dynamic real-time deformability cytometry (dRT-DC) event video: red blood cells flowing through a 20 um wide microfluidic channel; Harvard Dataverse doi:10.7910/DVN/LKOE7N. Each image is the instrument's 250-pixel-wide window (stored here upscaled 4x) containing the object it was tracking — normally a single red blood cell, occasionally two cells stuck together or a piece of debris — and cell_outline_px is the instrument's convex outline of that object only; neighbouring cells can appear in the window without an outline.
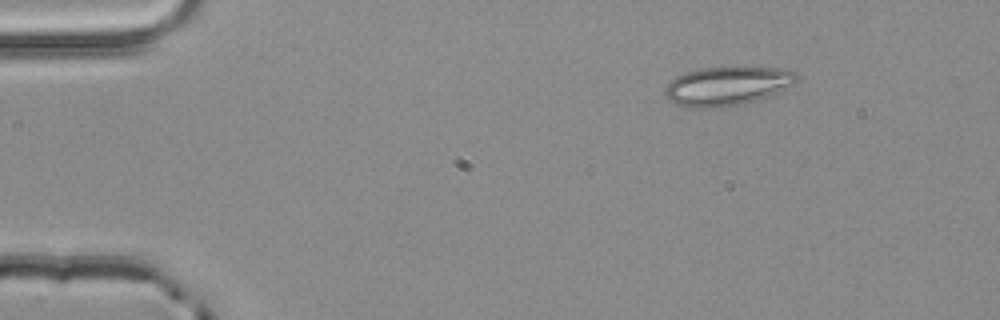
{"species": "common noctule bat (a hibernating species)", "species_latin": "Nyctalus noctula", "temperature_condition": "room temperature", "stored_images_in_passage": 3, "camera_frame_rate_fps": 3000, "um_per_image_px": 0.085, "animal": {"sex": "male", "body_mass_g": 20.4}, "frame": {"image": 1, "passage_image": 1, "time_ms": 0.0, "image_size_px": [1000, 320], "cell_outline_px": [[800, 76], [792, 84], [768, 96], [744, 104], [720, 108], [692, 108], [676, 104], [668, 100], [664, 96], [664, 88], [676, 76], [684, 72], [700, 68], [792, 68]], "centroid_in_image_um": [61.78, 7.32], "position_along_channel_um": 23.2, "area_um2": 29.94}}